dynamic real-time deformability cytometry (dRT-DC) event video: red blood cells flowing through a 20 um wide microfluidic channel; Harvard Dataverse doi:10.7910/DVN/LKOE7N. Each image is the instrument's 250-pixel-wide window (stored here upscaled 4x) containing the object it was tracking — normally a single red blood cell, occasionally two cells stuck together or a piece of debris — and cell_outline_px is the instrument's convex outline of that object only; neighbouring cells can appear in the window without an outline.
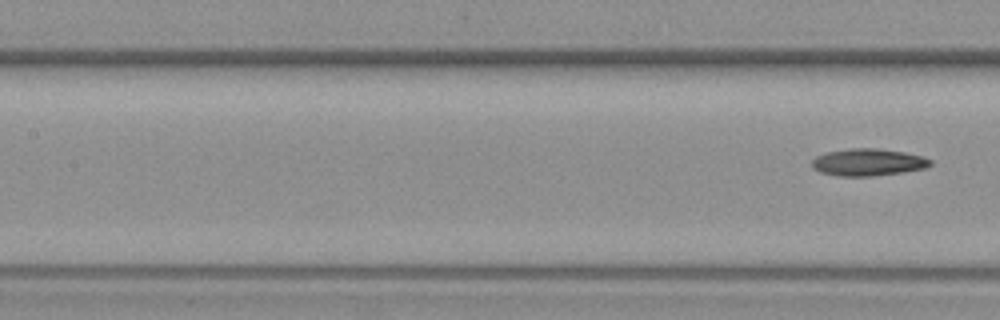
{"species": "common noctule bat (a hibernating species)", "species_latin": "Nyctalus noctula", "temperature_condition": "warm", "stored_images_in_passage": 6, "camera_frame_rate_fps": 3000, "um_per_image_px": 0.085, "animal": {"sex": "female", "body_mass_g": 19.3, "forearm_length_mm": 54.1}, "frame": {"image": 1, "passage_image": 6, "time_ms": 6.667, "image_size_px": [1000, 320], "cell_outline_px": [[932, 164], [924, 168], [904, 172], [872, 176], [840, 176], [820, 172], [812, 168], [812, 160], [816, 156], [824, 152], [852, 148], [876, 148], [904, 152], [920, 156], [932, 160]], "centroid_in_image_um": [73.75, 13.79], "position_along_channel_um": 133.6, "area_um2": 18.73}}